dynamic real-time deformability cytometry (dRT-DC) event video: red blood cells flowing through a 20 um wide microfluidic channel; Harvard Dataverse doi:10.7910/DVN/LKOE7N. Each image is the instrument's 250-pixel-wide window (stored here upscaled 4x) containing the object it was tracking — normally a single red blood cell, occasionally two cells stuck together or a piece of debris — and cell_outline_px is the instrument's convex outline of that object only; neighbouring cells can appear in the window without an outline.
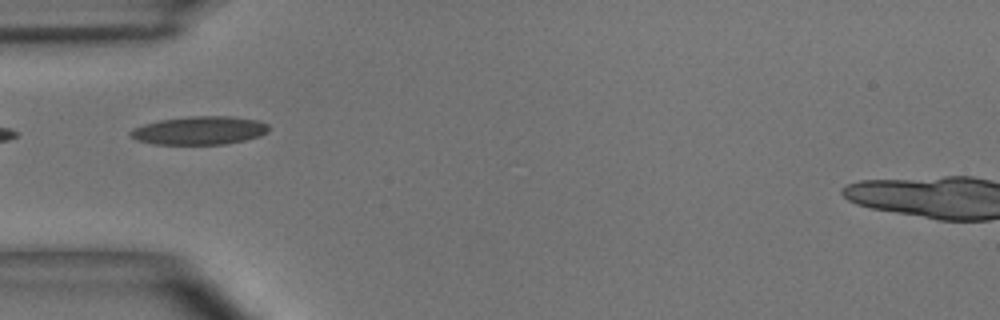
{"species": "common noctule bat (a hibernating species)", "species_latin": "Nyctalus noctula", "temperature_condition": "room temperature", "stored_images_in_passage": 3, "camera_frame_rate_fps": 3000, "um_per_image_px": 0.085, "animal": {"sex": "male", "body_mass_g": 15.6}, "frame": {"image": 1, "passage_image": 1, "time_ms": 0.0, "image_size_px": [1000, 320], "cell_outline_px": [[268, 132], [260, 136], [244, 140], [224, 144], [156, 144], [136, 140], [128, 132], [132, 128], [144, 124], [160, 120], [192, 116], [232, 116], [260, 120], [268, 124]], "centroid_in_image_um": [16.98, 11.08], "position_along_channel_um": 68.0, "area_um2": 22.83}}